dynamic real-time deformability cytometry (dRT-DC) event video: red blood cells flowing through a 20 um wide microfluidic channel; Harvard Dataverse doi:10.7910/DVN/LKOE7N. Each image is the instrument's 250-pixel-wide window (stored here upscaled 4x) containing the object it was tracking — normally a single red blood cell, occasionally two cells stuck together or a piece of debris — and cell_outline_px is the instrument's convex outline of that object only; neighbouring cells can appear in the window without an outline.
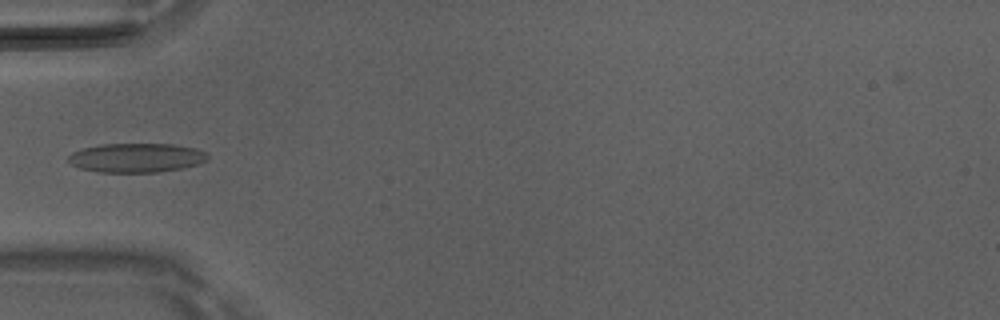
{"species": "Egyptian fruit bat (a non-hibernating species)", "species_latin": "Rousettus aegyptiacus", "temperature_condition": "room temperature", "stored_images_in_passage": 6, "camera_frame_rate_fps": 3000, "um_per_image_px": 0.085, "animal": {"sex": "male"}, "frame": {"image": 1, "passage_image": 5, "time_ms": 1.333, "image_size_px": [1000, 320], "cell_outline_px": [[208, 160], [184, 168], [160, 172], [96, 172], [80, 168], [72, 164], [68, 160], [68, 156], [72, 152], [84, 148], [100, 144], [172, 144], [196, 148], [204, 152], [208, 156]], "centroid_in_image_um": [11.59, 13.41], "position_along_channel_um": 73.4, "area_um2": 23.7}}